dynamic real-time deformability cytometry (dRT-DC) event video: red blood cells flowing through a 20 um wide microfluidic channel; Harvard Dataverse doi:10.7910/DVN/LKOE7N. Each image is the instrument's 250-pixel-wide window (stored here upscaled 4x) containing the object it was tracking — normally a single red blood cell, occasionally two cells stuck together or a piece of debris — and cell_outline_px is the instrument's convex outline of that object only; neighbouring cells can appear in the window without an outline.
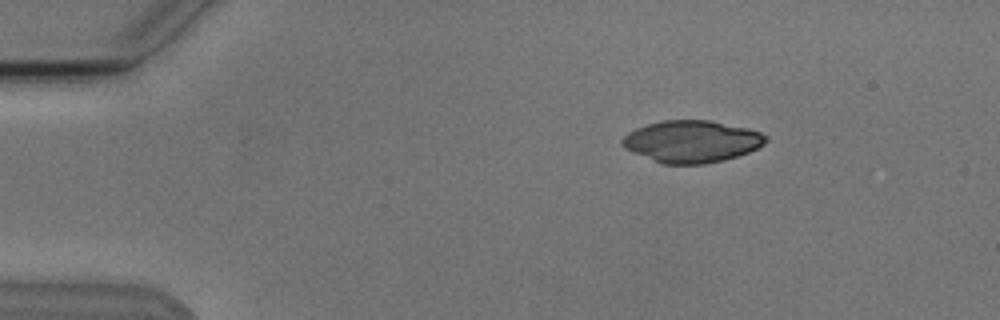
{"species": "Egyptian fruit bat (a non-hibernating species)", "species_latin": "Rousettus aegyptiacus", "temperature_condition": "cold", "stored_images_in_passage": 4, "camera_frame_rate_fps": 3000, "um_per_image_px": 0.085, "animal": {"sex": "male"}, "frame": {"image": 1, "passage_image": 2, "time_ms": 1.0, "image_size_px": [1000, 320], "cell_outline_px": [[768, 140], [764, 144], [748, 152], [724, 160], [704, 164], [664, 164], [624, 148], [620, 144], [620, 140], [628, 132], [636, 128], [660, 120], [708, 120], [748, 128], [760, 132], [768, 136]], "centroid_in_image_um": [58.79, 12.01], "position_along_channel_um": 26.2, "area_um2": 35.03}}